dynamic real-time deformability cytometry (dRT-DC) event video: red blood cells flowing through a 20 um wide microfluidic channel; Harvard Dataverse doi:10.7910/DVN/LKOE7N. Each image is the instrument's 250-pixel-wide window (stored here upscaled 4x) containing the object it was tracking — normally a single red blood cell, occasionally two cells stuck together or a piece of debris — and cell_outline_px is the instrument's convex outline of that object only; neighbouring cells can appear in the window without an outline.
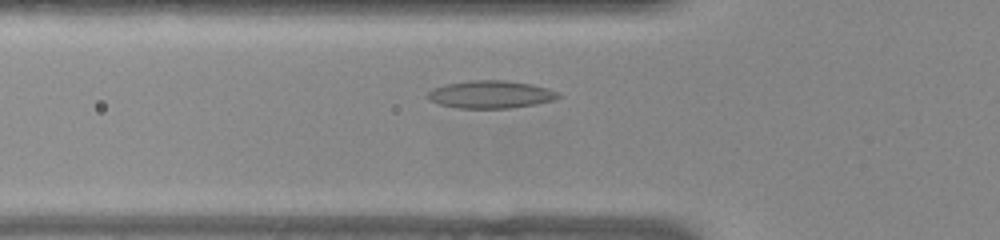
{"species": "common noctule bat (a hibernating species)", "species_latin": "Nyctalus noctula", "temperature_condition": "warm", "stored_images_in_passage": 44, "camera_frame_rate_fps": 3000, "um_per_image_px": 0.085, "animal": {"sex": "female", "body_mass_g": 22.0, "forearm_length_mm": 56.7}, "frame": {"image": 1, "passage_image": 9, "time_ms": 2.667, "image_size_px": [1000, 240], "cell_outline_px": [[564, 96], [556, 100], [536, 104], [508, 108], [456, 108], [440, 104], [428, 100], [424, 96], [432, 88], [444, 84], [468, 80], [504, 80], [532, 84], [548, 88]], "centroid_in_image_um": [41.69, 8.02], "position_along_channel_um": 84.1, "area_um2": 21.39}}
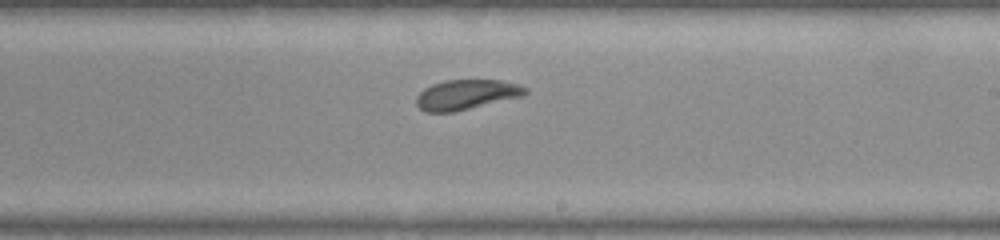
{"frame": {"image": 2, "passage_image": 22, "time_ms": 7.0, "image_size_px": [1000, 240], "cell_outline_px": [[528, 92], [524, 96], [452, 112], [424, 112], [416, 104], [416, 96], [424, 88], [432, 84], [444, 80], [500, 80], [520, 84], [528, 88]], "centroid_in_image_um": [39.66, 8.03], "position_along_channel_um": 249.3, "area_um2": 19.13}}
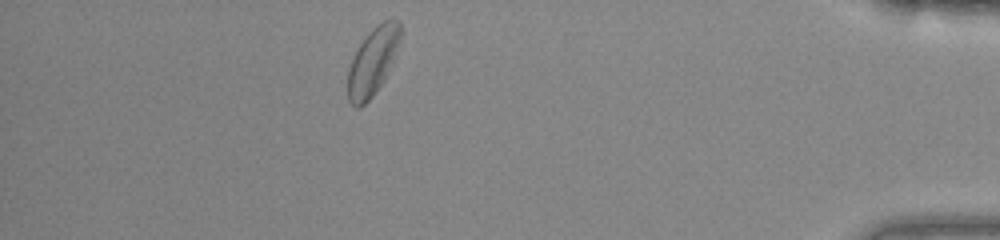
{"frame": {"image": 3, "passage_image": 38, "time_ms": 12.333, "image_size_px": [1000, 240], "cell_outline_px": [[404, 32], [384, 80], [372, 96], [360, 108], [356, 108], [348, 100], [348, 68], [360, 44], [368, 32], [376, 24], [392, 16], [400, 20]], "centroid_in_image_um": [31.73, 5.14], "position_along_channel_um": 403.5, "area_um2": 20.92}, "authors_computed_cell_mechanics": {"area_um2": 19.9988, "velocity_mm_per_s": 3.8116, "shape_relaxation_time_tau1_ms": 5.8347, "shape_relaxation_time_tau2_ms": null, "deformation_change_tau1": 0.1064, "deformation_change_tau2": null}}